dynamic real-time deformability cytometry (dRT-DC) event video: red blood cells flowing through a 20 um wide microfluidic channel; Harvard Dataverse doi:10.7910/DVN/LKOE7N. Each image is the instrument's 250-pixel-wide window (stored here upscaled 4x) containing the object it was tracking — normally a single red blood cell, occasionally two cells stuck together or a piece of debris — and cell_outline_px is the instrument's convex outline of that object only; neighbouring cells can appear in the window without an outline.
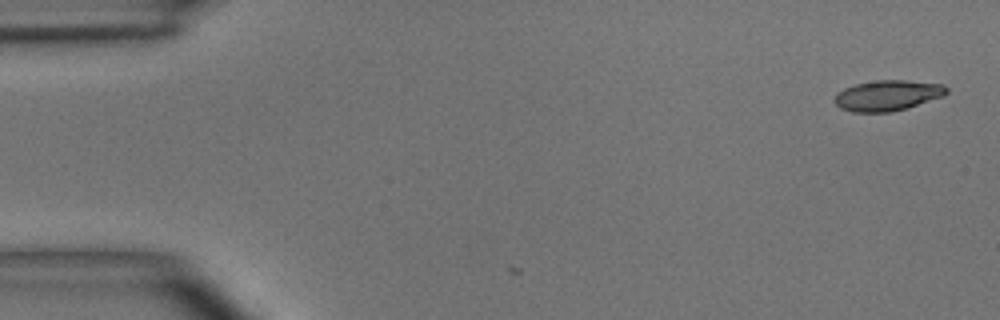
{"species": "common noctule bat (a hibernating species)", "species_latin": "Nyctalus noctula", "temperature_condition": "room temperature", "stored_images_in_passage": 3, "camera_frame_rate_fps": 3000, "um_per_image_px": 0.085, "animal": {"sex": "male", "body_mass_g": 15.6}, "frame": {"image": 1, "passage_image": 1, "time_ms": 0.0, "image_size_px": [1000, 320], "cell_outline_px": [[948, 92], [944, 96], [908, 108], [892, 112], [852, 112], [840, 108], [832, 100], [844, 88], [856, 84], [876, 80], [904, 80], [944, 84], [948, 88]], "centroid_in_image_um": [75.47, 8.12], "position_along_channel_um": 9.5, "area_um2": 20.06}}